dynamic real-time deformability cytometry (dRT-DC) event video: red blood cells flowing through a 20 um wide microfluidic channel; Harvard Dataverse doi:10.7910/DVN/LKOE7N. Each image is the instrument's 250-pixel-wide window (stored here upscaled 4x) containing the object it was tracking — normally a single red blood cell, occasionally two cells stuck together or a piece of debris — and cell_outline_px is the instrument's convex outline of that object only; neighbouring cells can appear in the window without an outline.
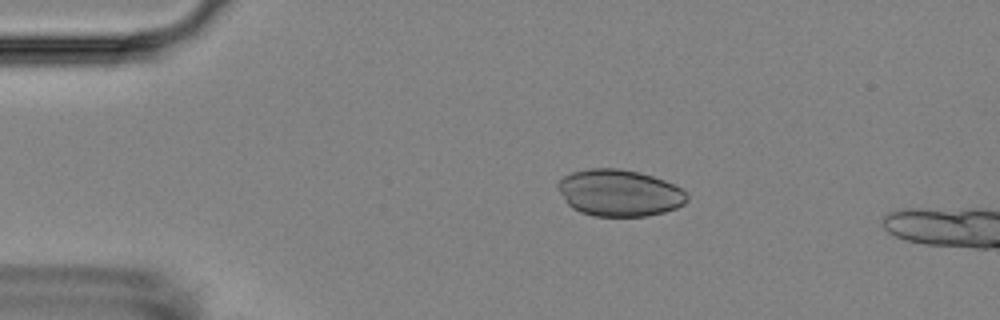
{"species": "Egyptian fruit bat (a non-hibernating species)", "species_latin": "Rousettus aegyptiacus", "temperature_condition": "room temperature", "stored_images_in_passage": 4, "camera_frame_rate_fps": 3000, "um_per_image_px": 0.085, "animal": {"sex": "female"}, "frame": {"image": 1, "passage_image": 2, "time_ms": 1.0, "image_size_px": [1000, 320], "cell_outline_px": [[688, 200], [684, 204], [676, 208], [664, 212], [648, 216], [592, 216], [580, 212], [572, 208], [568, 204], [560, 192], [556, 184], [564, 176], [572, 172], [588, 168], [620, 168], [640, 172], [664, 180], [680, 188], [688, 196]], "centroid_in_image_um": [52.63, 16.39], "position_along_channel_um": 32.4, "area_um2": 35.2}}